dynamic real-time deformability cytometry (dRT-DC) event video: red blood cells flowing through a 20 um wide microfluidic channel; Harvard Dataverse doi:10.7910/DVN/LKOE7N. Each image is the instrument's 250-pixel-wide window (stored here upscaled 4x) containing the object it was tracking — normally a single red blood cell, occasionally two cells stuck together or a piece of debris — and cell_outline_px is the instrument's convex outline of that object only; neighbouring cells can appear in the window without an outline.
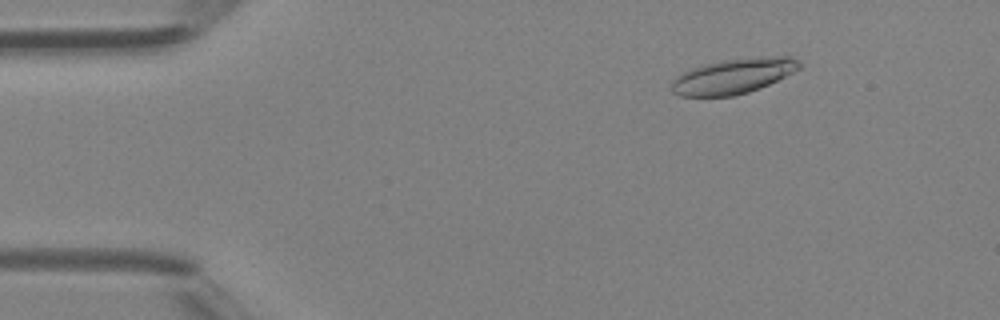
{"species": "Egyptian fruit bat (a non-hibernating species)", "species_latin": "Rousettus aegyptiacus", "temperature_condition": "room temperature", "stored_images_in_passage": 47, "camera_frame_rate_fps": 3000, "um_per_image_px": 0.085, "animal": {"sex": "female"}, "frame": {"image": 1, "passage_image": 7, "time_ms": 2.0, "image_size_px": [1000, 320], "cell_outline_px": [[800, 68], [760, 88], [748, 92], [732, 96], [680, 96], [672, 92], [672, 80], [676, 76], [688, 68], [724, 60], [780, 56], [792, 56], [800, 60]], "centroid_in_image_um": [62.29, 6.47], "position_along_channel_um": 22.7, "area_um2": 25.89}}
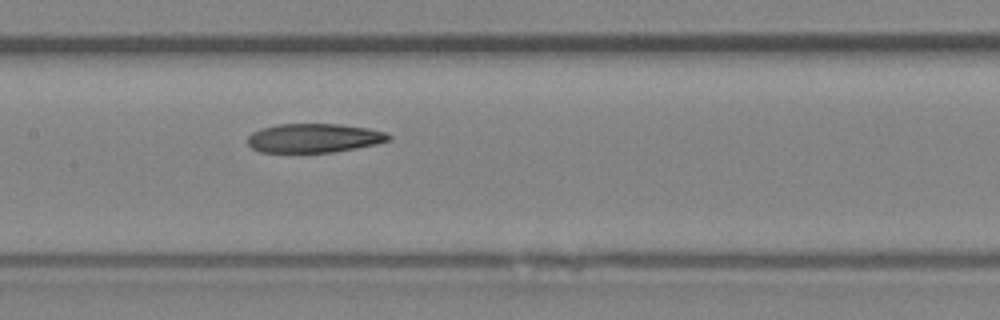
{"frame": {"image": 2, "passage_image": 23, "time_ms": 7.333, "image_size_px": [1000, 320], "cell_outline_px": [[392, 140], [376, 144], [356, 148], [332, 152], [260, 152], [252, 148], [248, 144], [248, 136], [252, 132], [260, 128], [276, 124], [340, 124], [368, 128], [388, 132], [392, 136]], "centroid_in_image_um": [26.71, 11.73], "position_along_channel_um": 180.7, "area_um2": 24.04}}
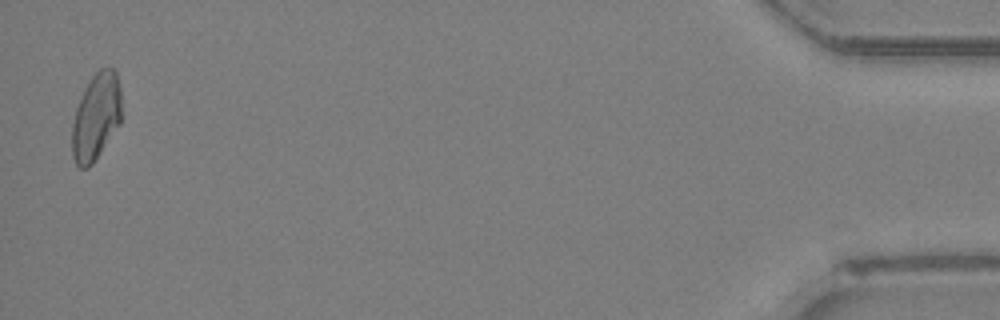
{"frame": {"image": 3, "passage_image": 46, "time_ms": 15.0, "image_size_px": [1000, 320], "cell_outline_px": [[120, 124], [92, 164], [88, 168], [80, 168], [76, 164], [72, 156], [72, 124], [76, 108], [84, 88], [92, 76], [100, 68], [112, 68], [116, 72], [120, 88]], "centroid_in_image_um": [8.15, 9.93], "position_along_channel_um": 427.1, "area_um2": 24.91}}